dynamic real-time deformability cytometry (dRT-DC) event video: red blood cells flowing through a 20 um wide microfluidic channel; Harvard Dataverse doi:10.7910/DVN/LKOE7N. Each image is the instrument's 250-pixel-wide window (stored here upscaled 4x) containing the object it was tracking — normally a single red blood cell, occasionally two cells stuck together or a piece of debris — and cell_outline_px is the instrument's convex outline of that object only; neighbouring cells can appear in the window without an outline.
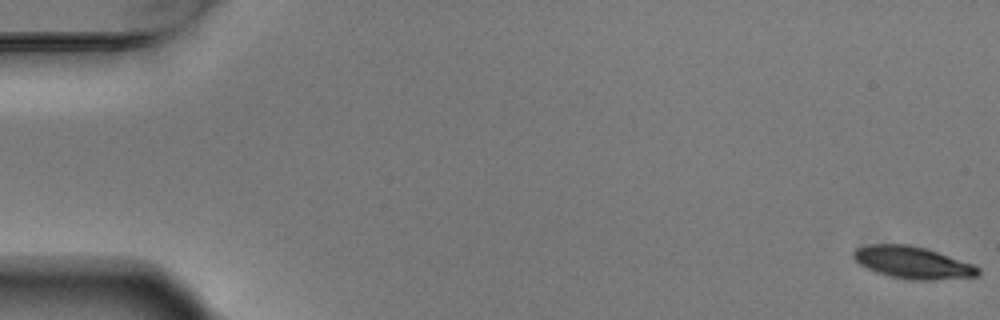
{"species": "Egyptian fruit bat (a non-hibernating species)", "species_latin": "Rousettus aegyptiacus", "temperature_condition": "warm", "stored_images_in_passage": 6, "camera_frame_rate_fps": 3000, "um_per_image_px": 0.085, "animal": {"sex": "male"}, "frame": {"image": 1, "passage_image": 1, "time_ms": 0.0, "image_size_px": [1000, 320], "cell_outline_px": [[980, 276], [932, 280], [908, 280], [888, 276], [876, 272], [860, 264], [852, 256], [852, 252], [856, 248], [864, 244], [908, 244], [924, 248], [972, 264], [980, 268]], "centroid_in_image_um": [77.54, 22.32], "position_along_channel_um": 7.5, "area_um2": 23.29}}
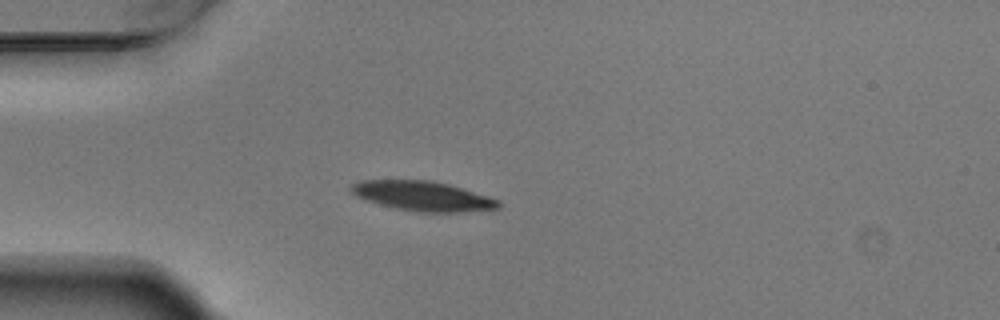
{"frame": {"image": 2, "passage_image": 5, "time_ms": 1.333, "image_size_px": [1000, 320], "cell_outline_px": [[500, 208], [460, 212], [420, 212], [396, 208], [380, 204], [356, 196], [348, 188], [352, 184], [360, 180], [432, 180], [448, 184], [488, 196], [500, 200]], "centroid_in_image_um": [35.93, 16.66], "position_along_channel_um": 49.1, "area_um2": 25.32}}